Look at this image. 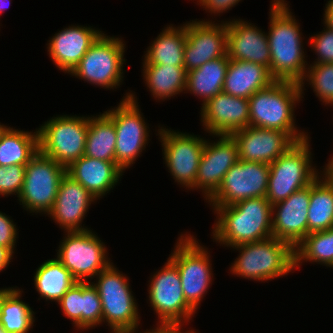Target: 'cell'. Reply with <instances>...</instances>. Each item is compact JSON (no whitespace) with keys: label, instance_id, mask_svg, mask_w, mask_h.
Returning a JSON list of instances; mask_svg holds the SVG:
<instances>
[{"label":"cell","instance_id":"1","mask_svg":"<svg viewBox=\"0 0 333 333\" xmlns=\"http://www.w3.org/2000/svg\"><path fill=\"white\" fill-rule=\"evenodd\" d=\"M270 2L269 31L266 32L271 55L269 73L274 80L300 84L309 65L301 25L286 0Z\"/></svg>","mask_w":333,"mask_h":333},{"label":"cell","instance_id":"2","mask_svg":"<svg viewBox=\"0 0 333 333\" xmlns=\"http://www.w3.org/2000/svg\"><path fill=\"white\" fill-rule=\"evenodd\" d=\"M216 214L213 242L234 247L272 237V205L266 197H255L228 206H211Z\"/></svg>","mask_w":333,"mask_h":333},{"label":"cell","instance_id":"3","mask_svg":"<svg viewBox=\"0 0 333 333\" xmlns=\"http://www.w3.org/2000/svg\"><path fill=\"white\" fill-rule=\"evenodd\" d=\"M300 101L299 83L275 80L249 98L250 126L283 131L302 141L310 135L295 124V109Z\"/></svg>","mask_w":333,"mask_h":333},{"label":"cell","instance_id":"4","mask_svg":"<svg viewBox=\"0 0 333 333\" xmlns=\"http://www.w3.org/2000/svg\"><path fill=\"white\" fill-rule=\"evenodd\" d=\"M230 249L239 251L229 268L230 274L237 277L267 282L294 273V248L278 238L243 243Z\"/></svg>","mask_w":333,"mask_h":333},{"label":"cell","instance_id":"5","mask_svg":"<svg viewBox=\"0 0 333 333\" xmlns=\"http://www.w3.org/2000/svg\"><path fill=\"white\" fill-rule=\"evenodd\" d=\"M91 281L102 303V324L110 333L139 331L141 316L139 304L133 295L128 276L112 262Z\"/></svg>","mask_w":333,"mask_h":333},{"label":"cell","instance_id":"6","mask_svg":"<svg viewBox=\"0 0 333 333\" xmlns=\"http://www.w3.org/2000/svg\"><path fill=\"white\" fill-rule=\"evenodd\" d=\"M179 236L168 259L179 271L186 302L197 312L213 282L211 255L193 234Z\"/></svg>","mask_w":333,"mask_h":333},{"label":"cell","instance_id":"7","mask_svg":"<svg viewBox=\"0 0 333 333\" xmlns=\"http://www.w3.org/2000/svg\"><path fill=\"white\" fill-rule=\"evenodd\" d=\"M124 95L117 107L103 111L114 123L115 163L123 171L135 164L150 143V127L145 122L136 93L129 90Z\"/></svg>","mask_w":333,"mask_h":333},{"label":"cell","instance_id":"8","mask_svg":"<svg viewBox=\"0 0 333 333\" xmlns=\"http://www.w3.org/2000/svg\"><path fill=\"white\" fill-rule=\"evenodd\" d=\"M310 136L298 141L272 162L266 198L271 205L286 200L292 193L310 185L323 171L313 165Z\"/></svg>","mask_w":333,"mask_h":333},{"label":"cell","instance_id":"9","mask_svg":"<svg viewBox=\"0 0 333 333\" xmlns=\"http://www.w3.org/2000/svg\"><path fill=\"white\" fill-rule=\"evenodd\" d=\"M125 49L126 43L121 36L102 33L69 75L95 87L117 89L125 77Z\"/></svg>","mask_w":333,"mask_h":333},{"label":"cell","instance_id":"10","mask_svg":"<svg viewBox=\"0 0 333 333\" xmlns=\"http://www.w3.org/2000/svg\"><path fill=\"white\" fill-rule=\"evenodd\" d=\"M88 116L56 115L37 128L39 152L68 168L84 156Z\"/></svg>","mask_w":333,"mask_h":333},{"label":"cell","instance_id":"11","mask_svg":"<svg viewBox=\"0 0 333 333\" xmlns=\"http://www.w3.org/2000/svg\"><path fill=\"white\" fill-rule=\"evenodd\" d=\"M160 268L151 273L147 289L156 326H188L197 312L185 300L179 271L168 258Z\"/></svg>","mask_w":333,"mask_h":333},{"label":"cell","instance_id":"12","mask_svg":"<svg viewBox=\"0 0 333 333\" xmlns=\"http://www.w3.org/2000/svg\"><path fill=\"white\" fill-rule=\"evenodd\" d=\"M63 233L55 257L78 282H91L112 263L107 246L93 230Z\"/></svg>","mask_w":333,"mask_h":333},{"label":"cell","instance_id":"13","mask_svg":"<svg viewBox=\"0 0 333 333\" xmlns=\"http://www.w3.org/2000/svg\"><path fill=\"white\" fill-rule=\"evenodd\" d=\"M164 164L174 182L187 190H195V179L206 139L201 135L158 126Z\"/></svg>","mask_w":333,"mask_h":333},{"label":"cell","instance_id":"14","mask_svg":"<svg viewBox=\"0 0 333 333\" xmlns=\"http://www.w3.org/2000/svg\"><path fill=\"white\" fill-rule=\"evenodd\" d=\"M66 168L38 152L25 167L22 190L17 197L29 213L47 216L56 200L61 179Z\"/></svg>","mask_w":333,"mask_h":333},{"label":"cell","instance_id":"15","mask_svg":"<svg viewBox=\"0 0 333 333\" xmlns=\"http://www.w3.org/2000/svg\"><path fill=\"white\" fill-rule=\"evenodd\" d=\"M270 167L267 163L239 160L225 174L218 190L206 201L210 206H228L265 197Z\"/></svg>","mask_w":333,"mask_h":333},{"label":"cell","instance_id":"16","mask_svg":"<svg viewBox=\"0 0 333 333\" xmlns=\"http://www.w3.org/2000/svg\"><path fill=\"white\" fill-rule=\"evenodd\" d=\"M212 21L207 19L186 21L184 48V68L186 72L227 54L226 21L216 19Z\"/></svg>","mask_w":333,"mask_h":333},{"label":"cell","instance_id":"17","mask_svg":"<svg viewBox=\"0 0 333 333\" xmlns=\"http://www.w3.org/2000/svg\"><path fill=\"white\" fill-rule=\"evenodd\" d=\"M213 137H216L215 141L207 139L205 142L195 179V190L202 192L206 201L218 190L225 174L239 161L238 145L231 135Z\"/></svg>","mask_w":333,"mask_h":333},{"label":"cell","instance_id":"18","mask_svg":"<svg viewBox=\"0 0 333 333\" xmlns=\"http://www.w3.org/2000/svg\"><path fill=\"white\" fill-rule=\"evenodd\" d=\"M238 145L239 160L271 164L298 141L276 129L248 126L231 134Z\"/></svg>","mask_w":333,"mask_h":333},{"label":"cell","instance_id":"19","mask_svg":"<svg viewBox=\"0 0 333 333\" xmlns=\"http://www.w3.org/2000/svg\"><path fill=\"white\" fill-rule=\"evenodd\" d=\"M200 111L201 126L211 136L231 135L250 126L249 99L223 91L211 98Z\"/></svg>","mask_w":333,"mask_h":333},{"label":"cell","instance_id":"20","mask_svg":"<svg viewBox=\"0 0 333 333\" xmlns=\"http://www.w3.org/2000/svg\"><path fill=\"white\" fill-rule=\"evenodd\" d=\"M97 199L67 173L63 176L48 217L63 231H86L83 221ZM83 224V226H82Z\"/></svg>","mask_w":333,"mask_h":333},{"label":"cell","instance_id":"21","mask_svg":"<svg viewBox=\"0 0 333 333\" xmlns=\"http://www.w3.org/2000/svg\"><path fill=\"white\" fill-rule=\"evenodd\" d=\"M311 184L272 205V237L295 248L308 235Z\"/></svg>","mask_w":333,"mask_h":333},{"label":"cell","instance_id":"22","mask_svg":"<svg viewBox=\"0 0 333 333\" xmlns=\"http://www.w3.org/2000/svg\"><path fill=\"white\" fill-rule=\"evenodd\" d=\"M102 33L89 25L71 24L51 36L46 44L47 54L57 69L69 74Z\"/></svg>","mask_w":333,"mask_h":333},{"label":"cell","instance_id":"23","mask_svg":"<svg viewBox=\"0 0 333 333\" xmlns=\"http://www.w3.org/2000/svg\"><path fill=\"white\" fill-rule=\"evenodd\" d=\"M225 21L228 58L250 61L270 70L271 55L266 32L240 17L228 21L225 19Z\"/></svg>","mask_w":333,"mask_h":333},{"label":"cell","instance_id":"24","mask_svg":"<svg viewBox=\"0 0 333 333\" xmlns=\"http://www.w3.org/2000/svg\"><path fill=\"white\" fill-rule=\"evenodd\" d=\"M66 173L100 200L107 193H111L125 172L114 162L84 155L72 163Z\"/></svg>","mask_w":333,"mask_h":333},{"label":"cell","instance_id":"25","mask_svg":"<svg viewBox=\"0 0 333 333\" xmlns=\"http://www.w3.org/2000/svg\"><path fill=\"white\" fill-rule=\"evenodd\" d=\"M274 81L269 70L260 64L229 59L222 91L234 97L249 99Z\"/></svg>","mask_w":333,"mask_h":333},{"label":"cell","instance_id":"26","mask_svg":"<svg viewBox=\"0 0 333 333\" xmlns=\"http://www.w3.org/2000/svg\"><path fill=\"white\" fill-rule=\"evenodd\" d=\"M162 32L149 43L142 64L184 66L186 43L185 23L175 27L166 25Z\"/></svg>","mask_w":333,"mask_h":333},{"label":"cell","instance_id":"27","mask_svg":"<svg viewBox=\"0 0 333 333\" xmlns=\"http://www.w3.org/2000/svg\"><path fill=\"white\" fill-rule=\"evenodd\" d=\"M142 65L141 72L145 86L156 102H164L180 93H185L187 72L184 66Z\"/></svg>","mask_w":333,"mask_h":333},{"label":"cell","instance_id":"28","mask_svg":"<svg viewBox=\"0 0 333 333\" xmlns=\"http://www.w3.org/2000/svg\"><path fill=\"white\" fill-rule=\"evenodd\" d=\"M228 64L229 58L226 54L187 72L185 93L197 96L202 100L201 105H205L211 98L222 92Z\"/></svg>","mask_w":333,"mask_h":333},{"label":"cell","instance_id":"29","mask_svg":"<svg viewBox=\"0 0 333 333\" xmlns=\"http://www.w3.org/2000/svg\"><path fill=\"white\" fill-rule=\"evenodd\" d=\"M33 275L35 290L40 295L38 300L56 304L78 282L57 258L41 263Z\"/></svg>","mask_w":333,"mask_h":333},{"label":"cell","instance_id":"30","mask_svg":"<svg viewBox=\"0 0 333 333\" xmlns=\"http://www.w3.org/2000/svg\"><path fill=\"white\" fill-rule=\"evenodd\" d=\"M39 152L38 131L6 126L0 133V166L27 165Z\"/></svg>","mask_w":333,"mask_h":333},{"label":"cell","instance_id":"31","mask_svg":"<svg viewBox=\"0 0 333 333\" xmlns=\"http://www.w3.org/2000/svg\"><path fill=\"white\" fill-rule=\"evenodd\" d=\"M333 228V182L322 172L311 183L308 234Z\"/></svg>","mask_w":333,"mask_h":333},{"label":"cell","instance_id":"32","mask_svg":"<svg viewBox=\"0 0 333 333\" xmlns=\"http://www.w3.org/2000/svg\"><path fill=\"white\" fill-rule=\"evenodd\" d=\"M116 138L114 123L104 112L89 116L84 155L115 163Z\"/></svg>","mask_w":333,"mask_h":333},{"label":"cell","instance_id":"33","mask_svg":"<svg viewBox=\"0 0 333 333\" xmlns=\"http://www.w3.org/2000/svg\"><path fill=\"white\" fill-rule=\"evenodd\" d=\"M295 270L303 262L316 263L333 269V228L309 233L295 248Z\"/></svg>","mask_w":333,"mask_h":333},{"label":"cell","instance_id":"34","mask_svg":"<svg viewBox=\"0 0 333 333\" xmlns=\"http://www.w3.org/2000/svg\"><path fill=\"white\" fill-rule=\"evenodd\" d=\"M23 289L16 287L5 299L1 313L0 323L6 332L30 333L35 323V311L29 304L21 300Z\"/></svg>","mask_w":333,"mask_h":333},{"label":"cell","instance_id":"35","mask_svg":"<svg viewBox=\"0 0 333 333\" xmlns=\"http://www.w3.org/2000/svg\"><path fill=\"white\" fill-rule=\"evenodd\" d=\"M306 84L310 85L319 101L325 106L333 107V63L310 64L300 83L302 99ZM304 94V95H303Z\"/></svg>","mask_w":333,"mask_h":333},{"label":"cell","instance_id":"36","mask_svg":"<svg viewBox=\"0 0 333 333\" xmlns=\"http://www.w3.org/2000/svg\"><path fill=\"white\" fill-rule=\"evenodd\" d=\"M102 324V303L91 282H82V331Z\"/></svg>","mask_w":333,"mask_h":333},{"label":"cell","instance_id":"37","mask_svg":"<svg viewBox=\"0 0 333 333\" xmlns=\"http://www.w3.org/2000/svg\"><path fill=\"white\" fill-rule=\"evenodd\" d=\"M67 319L71 320L75 330H82V282L74 284L58 302Z\"/></svg>","mask_w":333,"mask_h":333},{"label":"cell","instance_id":"38","mask_svg":"<svg viewBox=\"0 0 333 333\" xmlns=\"http://www.w3.org/2000/svg\"><path fill=\"white\" fill-rule=\"evenodd\" d=\"M26 165L0 166V196L18 197L25 178Z\"/></svg>","mask_w":333,"mask_h":333},{"label":"cell","instance_id":"39","mask_svg":"<svg viewBox=\"0 0 333 333\" xmlns=\"http://www.w3.org/2000/svg\"><path fill=\"white\" fill-rule=\"evenodd\" d=\"M308 40L311 51L317 56L311 64L333 63V29L324 25L321 32L313 34Z\"/></svg>","mask_w":333,"mask_h":333},{"label":"cell","instance_id":"40","mask_svg":"<svg viewBox=\"0 0 333 333\" xmlns=\"http://www.w3.org/2000/svg\"><path fill=\"white\" fill-rule=\"evenodd\" d=\"M11 218L0 211V246L8 248L15 254L19 229Z\"/></svg>","mask_w":333,"mask_h":333},{"label":"cell","instance_id":"41","mask_svg":"<svg viewBox=\"0 0 333 333\" xmlns=\"http://www.w3.org/2000/svg\"><path fill=\"white\" fill-rule=\"evenodd\" d=\"M242 0H197V5H200L203 10L210 13L214 17L220 16L235 7Z\"/></svg>","mask_w":333,"mask_h":333},{"label":"cell","instance_id":"42","mask_svg":"<svg viewBox=\"0 0 333 333\" xmlns=\"http://www.w3.org/2000/svg\"><path fill=\"white\" fill-rule=\"evenodd\" d=\"M185 326H155L153 327V333H197L195 329L185 330ZM184 330V331H183Z\"/></svg>","mask_w":333,"mask_h":333},{"label":"cell","instance_id":"43","mask_svg":"<svg viewBox=\"0 0 333 333\" xmlns=\"http://www.w3.org/2000/svg\"><path fill=\"white\" fill-rule=\"evenodd\" d=\"M14 254L6 247L0 246V272L5 271V268L13 262Z\"/></svg>","mask_w":333,"mask_h":333},{"label":"cell","instance_id":"44","mask_svg":"<svg viewBox=\"0 0 333 333\" xmlns=\"http://www.w3.org/2000/svg\"><path fill=\"white\" fill-rule=\"evenodd\" d=\"M322 24L333 29V0H327L325 4Z\"/></svg>","mask_w":333,"mask_h":333},{"label":"cell","instance_id":"45","mask_svg":"<svg viewBox=\"0 0 333 333\" xmlns=\"http://www.w3.org/2000/svg\"><path fill=\"white\" fill-rule=\"evenodd\" d=\"M332 156V157H331ZM327 160V164L323 166V172L327 175V177L333 182V155Z\"/></svg>","mask_w":333,"mask_h":333},{"label":"cell","instance_id":"46","mask_svg":"<svg viewBox=\"0 0 333 333\" xmlns=\"http://www.w3.org/2000/svg\"><path fill=\"white\" fill-rule=\"evenodd\" d=\"M16 287L17 286L0 288V313L5 299Z\"/></svg>","mask_w":333,"mask_h":333},{"label":"cell","instance_id":"47","mask_svg":"<svg viewBox=\"0 0 333 333\" xmlns=\"http://www.w3.org/2000/svg\"><path fill=\"white\" fill-rule=\"evenodd\" d=\"M11 4V0H0V15L4 13L7 7H9Z\"/></svg>","mask_w":333,"mask_h":333},{"label":"cell","instance_id":"48","mask_svg":"<svg viewBox=\"0 0 333 333\" xmlns=\"http://www.w3.org/2000/svg\"><path fill=\"white\" fill-rule=\"evenodd\" d=\"M138 333V330L136 331V330H133V331H122V332H118V333ZM139 333H153V328H151V329H146V331L144 330L143 332H139Z\"/></svg>","mask_w":333,"mask_h":333},{"label":"cell","instance_id":"49","mask_svg":"<svg viewBox=\"0 0 333 333\" xmlns=\"http://www.w3.org/2000/svg\"><path fill=\"white\" fill-rule=\"evenodd\" d=\"M7 125H4L3 123L1 124L0 122V133L5 129Z\"/></svg>","mask_w":333,"mask_h":333},{"label":"cell","instance_id":"50","mask_svg":"<svg viewBox=\"0 0 333 333\" xmlns=\"http://www.w3.org/2000/svg\"><path fill=\"white\" fill-rule=\"evenodd\" d=\"M5 332H6V330L3 328V326L0 323V333H5Z\"/></svg>","mask_w":333,"mask_h":333}]
</instances>
